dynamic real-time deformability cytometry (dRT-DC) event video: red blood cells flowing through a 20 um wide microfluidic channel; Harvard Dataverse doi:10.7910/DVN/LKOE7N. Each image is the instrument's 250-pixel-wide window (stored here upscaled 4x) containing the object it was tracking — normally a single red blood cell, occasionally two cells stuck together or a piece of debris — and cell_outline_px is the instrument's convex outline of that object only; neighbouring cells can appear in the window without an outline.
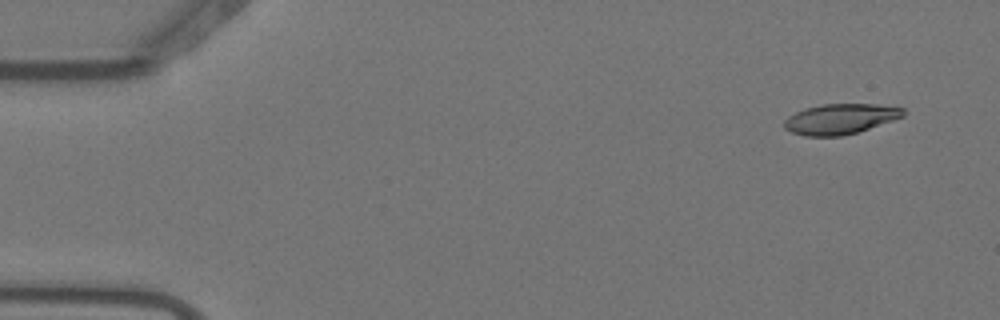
{"species": "Egyptian fruit bat (a non-hibernating species)", "species_latin": "Rousettus aegyptiacus", "temperature_condition": "warm", "stored_images_in_passage": 5, "camera_frame_rate_fps": 3000, "um_per_image_px": 0.085, "animal": {"sex": "female"}, "frame": {"image": 1, "passage_image": 2, "time_ms": 0.333, "image_size_px": [1000, 320], "cell_outline_px": [[904, 116], [844, 136], [804, 136], [792, 132], [784, 128], [784, 120], [788, 116], [804, 108], [820, 104], [876, 104], [904, 108]], "centroid_in_image_um": [71.38, 10.1], "position_along_channel_um": 13.6, "area_um2": 20.92}}